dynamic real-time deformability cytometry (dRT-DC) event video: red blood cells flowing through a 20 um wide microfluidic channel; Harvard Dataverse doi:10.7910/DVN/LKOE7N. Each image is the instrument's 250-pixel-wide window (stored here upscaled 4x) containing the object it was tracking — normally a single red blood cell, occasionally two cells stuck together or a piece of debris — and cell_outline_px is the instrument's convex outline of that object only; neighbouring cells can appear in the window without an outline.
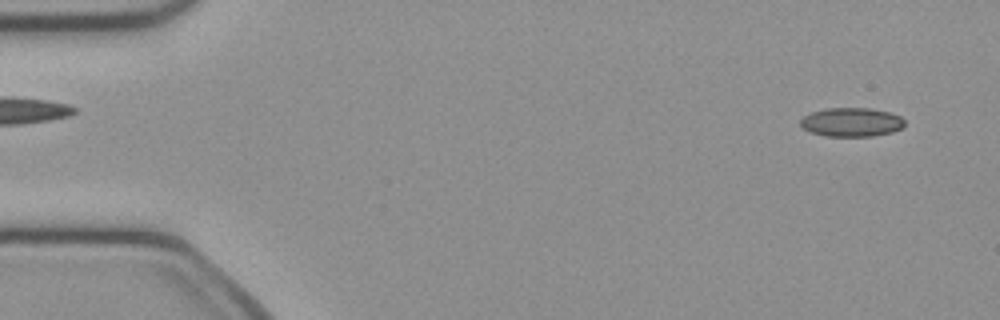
{"species": "common noctule bat (a hibernating species)", "species_latin": "Nyctalus noctula", "temperature_condition": "cold", "stored_images_in_passage": 47, "camera_frame_rate_fps": 3000, "um_per_image_px": 0.085, "animal": {"sex": "female", "body_mass_g": 21.9}, "frame": {"image": 1, "passage_image": 3, "time_ms": 0.667, "image_size_px": [1000, 320], "cell_outline_px": [[904, 124], [900, 128], [892, 132], [872, 136], [824, 136], [812, 132], [804, 128], [800, 124], [800, 120], [804, 116], [812, 112], [828, 108], [868, 108], [888, 112], [900, 116], [904, 120]], "centroid_in_image_um": [72.37, 10.38], "position_along_channel_um": 12.6, "area_um2": 17.34}}
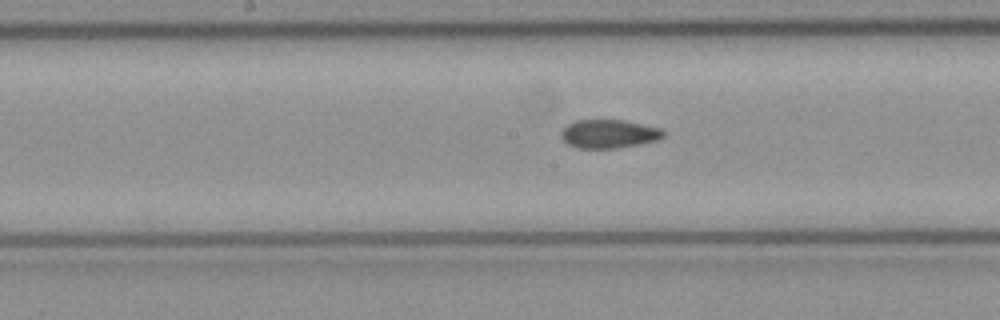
{"frame": {"image": 2, "passage_image": 25, "time_ms": 8.0, "image_size_px": [1000, 320], "cell_outline_px": [[664, 136], [660, 140], [620, 148], [576, 148], [568, 144], [560, 136], [560, 132], [568, 124], [576, 120], [624, 120], [660, 128], [664, 132]], "centroid_in_image_um": [51.76, 11.38], "position_along_channel_um": 196.4, "area_um2": 17.11}}
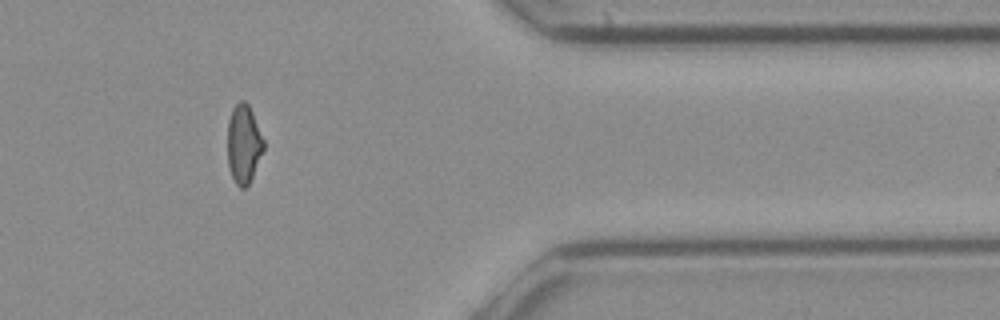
{"frame": {"image": 3, "passage_image": 41, "time_ms": 13.333, "image_size_px": [1000, 320], "cell_outline_px": [[264, 148], [252, 176], [248, 184], [244, 188], [240, 188], [236, 184], [232, 176], [228, 164], [228, 120], [232, 108], [240, 100], [244, 100], [248, 104], [252, 112], [264, 140]], "centroid_in_image_um": [20.7, 12.21], "position_along_channel_um": 390.7, "area_um2": 16.36}, "authors_computed_cell_mechanics": {"area_um2": 17.629, "velocity_mm_per_s": 4.0817, "shape_relaxation_time_tau1_ms": null, "shape_relaxation_time_tau2_ms": 4.0339, "deformation_change_tau1": null, "deformation_change_tau2": 0.0886}}